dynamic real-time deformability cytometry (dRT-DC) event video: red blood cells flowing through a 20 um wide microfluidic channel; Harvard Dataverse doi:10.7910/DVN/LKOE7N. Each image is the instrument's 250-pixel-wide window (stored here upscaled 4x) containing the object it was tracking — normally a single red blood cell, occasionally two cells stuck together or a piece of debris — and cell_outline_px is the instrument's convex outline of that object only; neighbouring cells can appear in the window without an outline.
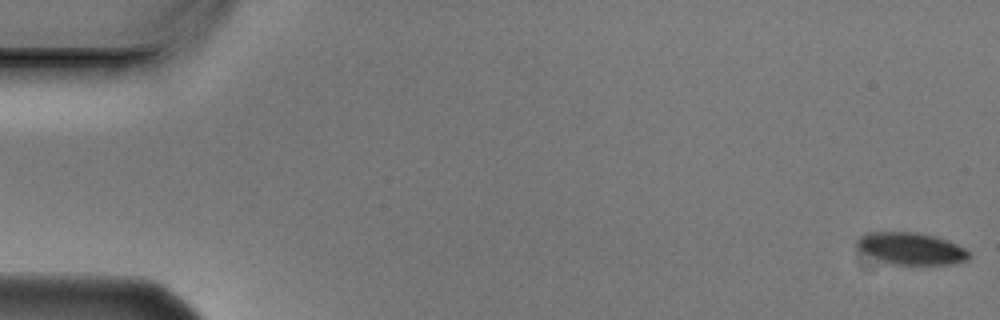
{"species": "Egyptian fruit bat (a non-hibernating species)", "species_latin": "Rousettus aegyptiacus", "temperature_condition": "cold", "stored_images_in_passage": 7, "camera_frame_rate_fps": 3000, "um_per_image_px": 0.085, "animal": {"sex": "male"}, "frame": {"image": 1, "passage_image": 1, "time_ms": 0.0, "image_size_px": [1000, 320], "cell_outline_px": [[968, 260], [952, 264], [888, 264], [856, 248], [856, 240], [864, 232], [916, 232], [936, 236], [948, 240], [964, 248], [968, 252]], "centroid_in_image_um": [77.41, 21.11], "position_along_channel_um": 7.6, "area_um2": 20.87}}
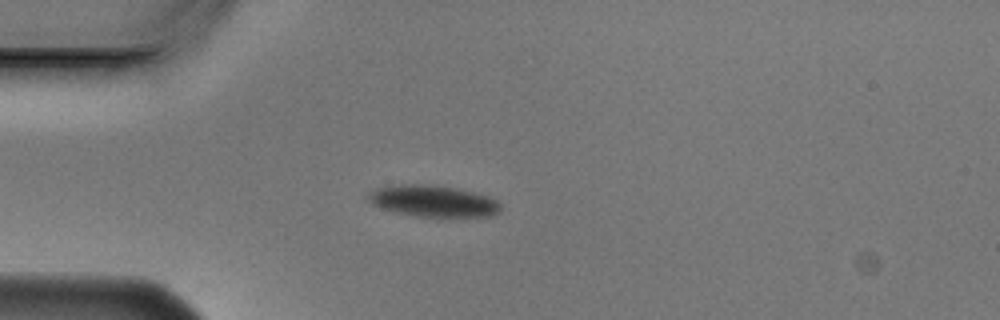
{"frame": {"image": 2, "passage_image": 5, "time_ms": 1.333, "image_size_px": [1000, 320], "cell_outline_px": [[500, 212], [492, 216], [420, 216], [396, 212], [372, 204], [368, 200], [368, 192], [376, 188], [392, 184], [436, 184], [456, 188], [488, 196], [496, 200], [500, 204]], "centroid_in_image_um": [36.8, 17.06], "position_along_channel_um": 48.2, "area_um2": 24.22}}
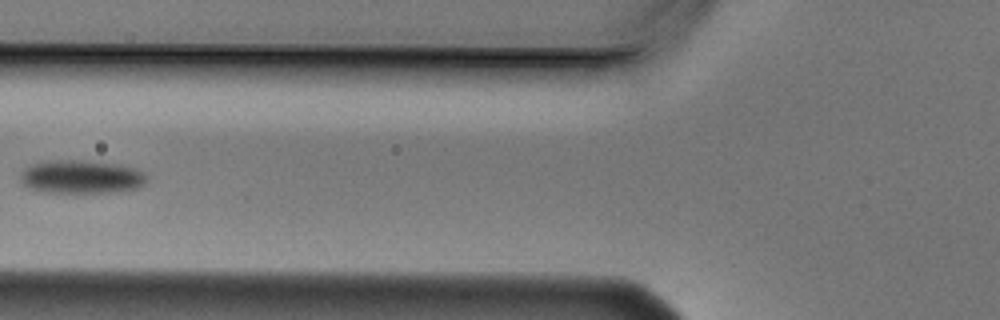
{"frame": {"image": 3, "passage_image": 7, "time_ms": 2.0, "image_size_px": [1000, 320], "cell_outline_px": [[148, 180], [140, 188], [124, 192], [40, 192], [28, 188], [20, 180], [20, 172], [32, 164], [52, 160], [80, 160], [120, 164], [136, 168], [144, 172], [148, 176]], "centroid_in_image_um": [6.97, 15.04], "position_along_channel_um": 118.8, "area_um2": 25.03}}